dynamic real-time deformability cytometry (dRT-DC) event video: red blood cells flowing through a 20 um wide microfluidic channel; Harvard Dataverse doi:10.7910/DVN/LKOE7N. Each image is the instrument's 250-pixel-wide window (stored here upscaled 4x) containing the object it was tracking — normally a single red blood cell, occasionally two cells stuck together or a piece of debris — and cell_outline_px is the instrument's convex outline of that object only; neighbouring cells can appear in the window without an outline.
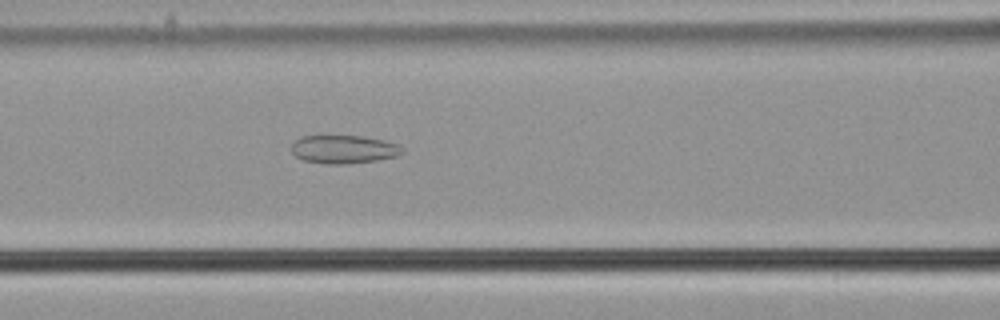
{"species": "common noctule bat (a hibernating species)", "species_latin": "Nyctalus noctula", "temperature_condition": "cold", "stored_images_in_passage": 46, "camera_frame_rate_fps": 3000, "um_per_image_px": 0.085, "animal": {"sex": "male", "body_mass_g": 21.5, "forearm_length_mm": 52.0}, "frame": {"image": 1, "passage_image": 15, "time_ms": 4.667, "image_size_px": [1000, 320], "cell_outline_px": [[404, 152], [396, 156], [376, 160], [344, 164], [328, 164], [304, 160], [296, 156], [292, 152], [292, 144], [300, 136], [360, 136], [384, 140], [400, 144], [404, 148]], "centroid_in_image_um": [29.25, 12.68], "position_along_channel_um": 137.4, "area_um2": 18.21}}
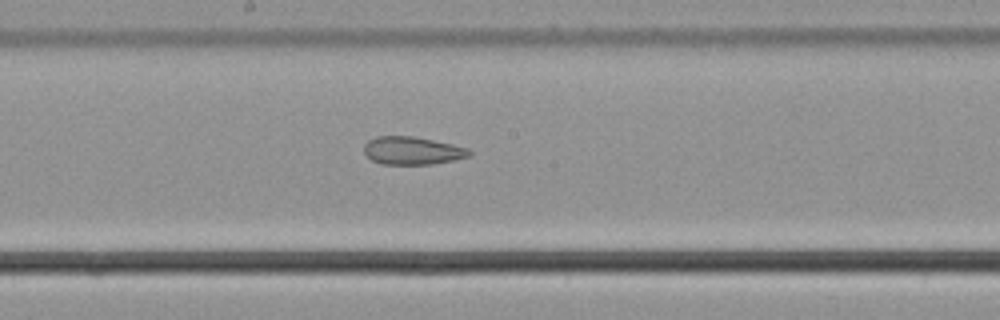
{"frame": {"image": 2, "passage_image": 21, "time_ms": 6.667, "image_size_px": [1000, 320], "cell_outline_px": [[472, 152], [468, 156], [452, 160], [432, 164], [380, 164], [372, 160], [364, 152], [364, 144], [368, 140], [376, 136], [412, 136], [452, 144], [468, 148]], "centroid_in_image_um": [35.01, 12.8], "position_along_channel_um": 213.2, "area_um2": 16.99}}
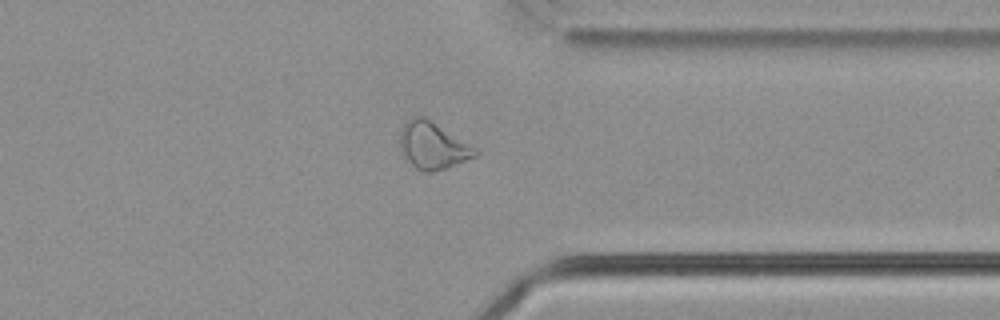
{"frame": {"image": 3, "passage_image": 34, "time_ms": 11.0, "image_size_px": [1000, 320], "cell_outline_px": [[480, 152], [476, 156], [444, 168], [432, 172], [424, 172], [416, 168], [408, 160], [400, 148], [400, 128], [412, 116], [424, 116], [476, 148]], "centroid_in_image_um": [36.77, 12.36], "position_along_channel_um": 374.6, "area_um2": 20.23}, "authors_computed_cell_mechanics": {"area_um2": 20.6635, "velocity_mm_per_s": 3.7909, "shape_relaxation_time_tau1_ms": null, "shape_relaxation_time_tau2_ms": 3.6122, "deformation_change_tau1": null, "deformation_change_tau2": 0.1116}}